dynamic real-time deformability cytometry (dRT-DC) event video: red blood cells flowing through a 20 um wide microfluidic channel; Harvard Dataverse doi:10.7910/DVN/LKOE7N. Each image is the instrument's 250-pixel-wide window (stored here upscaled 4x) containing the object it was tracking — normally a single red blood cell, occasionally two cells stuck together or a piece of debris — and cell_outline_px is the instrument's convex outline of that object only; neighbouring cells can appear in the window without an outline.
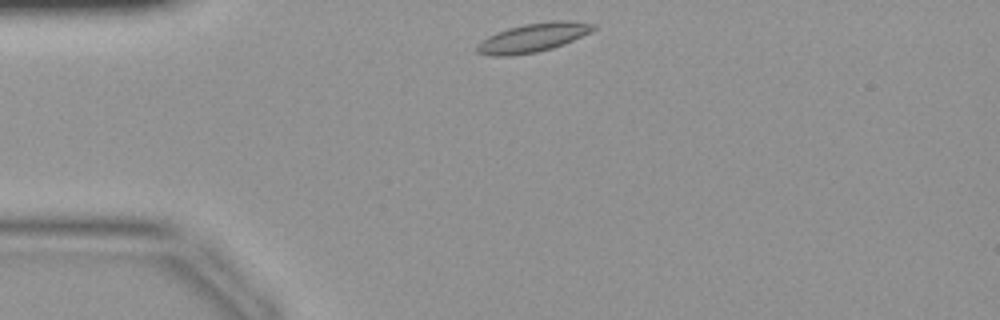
{"species": "common noctule bat (a hibernating species)", "species_latin": "Nyctalus noctula", "temperature_condition": "warm", "stored_images_in_passage": 34, "camera_frame_rate_fps": 3000, "um_per_image_px": 0.085, "animal": {"sex": "female", "body_mass_g": 19.9}, "frame": {"image": 1, "passage_image": 1, "time_ms": 0.0, "image_size_px": [1000, 320], "cell_outline_px": [[596, 28], [564, 44], [552, 48], [536, 52], [512, 56], [492, 56], [476, 52], [476, 44], [488, 36], [496, 32], [508, 28], [524, 24], [552, 20], [568, 20], [596, 24]], "centroid_in_image_um": [45.26, 3.19], "position_along_channel_um": 39.7, "area_um2": 19.54}}
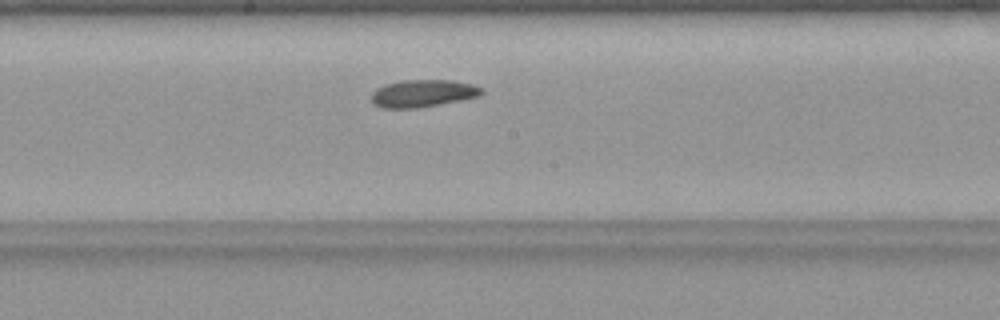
{"frame": {"image": 2, "passage_image": 14, "time_ms": 4.333, "image_size_px": [1000, 320], "cell_outline_px": [[484, 92], [480, 96], [440, 104], [416, 108], [380, 108], [372, 104], [372, 92], [376, 88], [384, 84], [400, 80], [452, 80], [472, 84], [484, 88]], "centroid_in_image_um": [35.93, 7.93], "position_along_channel_um": 212.3, "area_um2": 17.8}}
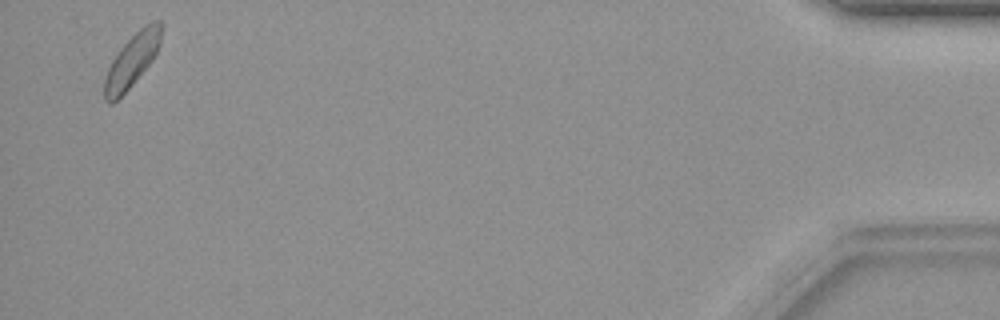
{"frame": {"image": 3, "passage_image": 33, "time_ms": 10.667, "image_size_px": [1000, 320], "cell_outline_px": [[164, 24], [160, 44], [152, 60], [132, 84], [112, 104], [108, 104], [104, 100], [104, 76], [112, 60], [120, 48], [144, 24], [152, 20], [160, 20]], "centroid_in_image_um": [11.23, 5.1], "position_along_channel_um": 424.0, "area_um2": 17.57}}